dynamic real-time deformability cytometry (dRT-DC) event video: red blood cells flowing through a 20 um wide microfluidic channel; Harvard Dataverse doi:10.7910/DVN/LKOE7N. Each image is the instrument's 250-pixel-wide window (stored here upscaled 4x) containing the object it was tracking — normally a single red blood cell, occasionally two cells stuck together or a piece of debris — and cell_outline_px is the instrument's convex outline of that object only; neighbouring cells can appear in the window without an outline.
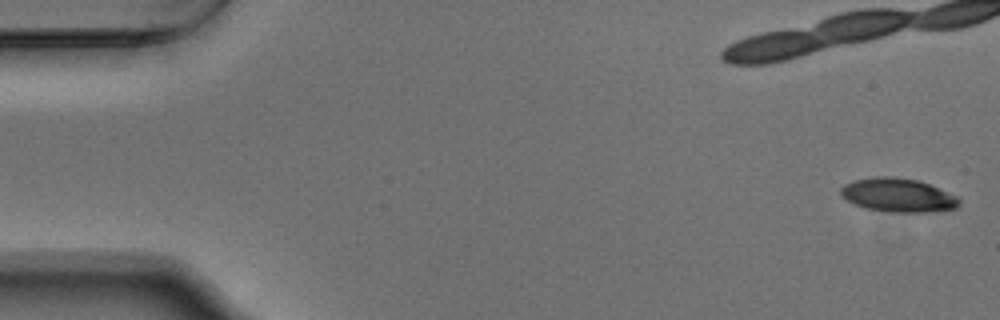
{"species": "Egyptian fruit bat (a non-hibernating species)", "species_latin": "Rousettus aegyptiacus", "temperature_condition": "warm", "stored_images_in_passage": 30, "camera_frame_rate_fps": 3000, "um_per_image_px": 0.085, "animal": {"sex": "male"}, "frame": {"image": 1, "passage_image": 1, "time_ms": 0.0, "image_size_px": [1000, 320], "cell_outline_px": [[960, 204], [956, 208], [924, 212], [888, 212], [864, 208], [840, 196], [840, 188], [844, 184], [852, 180], [876, 176], [892, 176], [916, 180], [928, 184], [960, 196]], "centroid_in_image_um": [76.32, 16.58], "position_along_channel_um": 8.7, "area_um2": 23.41}}